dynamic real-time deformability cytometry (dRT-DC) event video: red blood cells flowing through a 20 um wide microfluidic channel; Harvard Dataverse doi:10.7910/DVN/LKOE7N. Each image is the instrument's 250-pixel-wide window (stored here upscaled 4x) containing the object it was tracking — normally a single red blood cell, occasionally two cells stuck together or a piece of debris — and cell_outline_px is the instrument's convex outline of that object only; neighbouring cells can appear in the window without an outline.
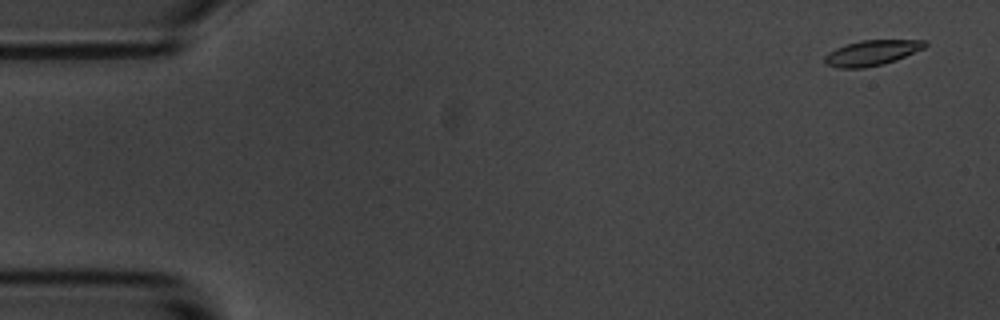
{"species": "common noctule bat (a hibernating species)", "species_latin": "Nyctalus noctula", "temperature_condition": "room temperature", "stored_images_in_passage": 5, "camera_frame_rate_fps": 3000, "um_per_image_px": 0.085, "animal": {"sex": "male", "body_mass_g": 20.1, "forearm_length_mm": 53.5}, "frame": {"image": 1, "passage_image": 1, "time_ms": 0.0, "image_size_px": [1000, 320], "cell_outline_px": [[928, 44], [924, 48], [896, 60], [864, 68], [840, 68], [824, 64], [824, 56], [828, 52], [836, 48], [860, 40], [928, 40]], "centroid_in_image_um": [74.09, 4.49], "position_along_channel_um": 10.9, "area_um2": 14.74}}
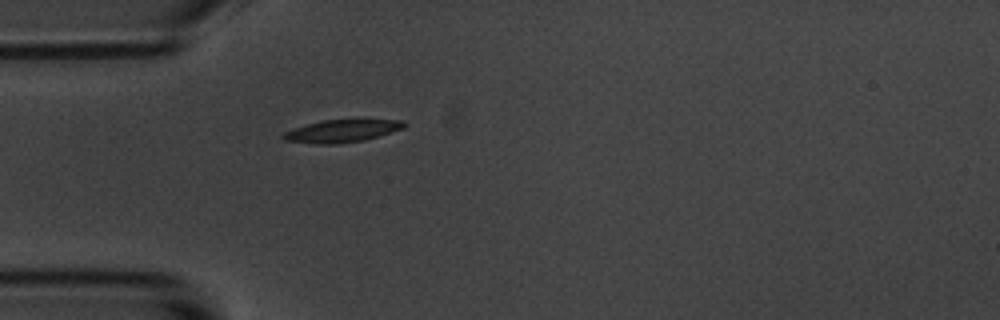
{"frame": {"image": 2, "passage_image": 5, "time_ms": 4.667, "image_size_px": [1000, 320], "cell_outline_px": [[408, 124], [404, 128], [364, 140], [336, 144], [316, 144], [284, 140], [280, 136], [284, 132], [308, 124], [324, 120], [404, 120]], "centroid_in_image_um": [29.07, 11.14], "position_along_channel_um": 55.9, "area_um2": 15.66}}